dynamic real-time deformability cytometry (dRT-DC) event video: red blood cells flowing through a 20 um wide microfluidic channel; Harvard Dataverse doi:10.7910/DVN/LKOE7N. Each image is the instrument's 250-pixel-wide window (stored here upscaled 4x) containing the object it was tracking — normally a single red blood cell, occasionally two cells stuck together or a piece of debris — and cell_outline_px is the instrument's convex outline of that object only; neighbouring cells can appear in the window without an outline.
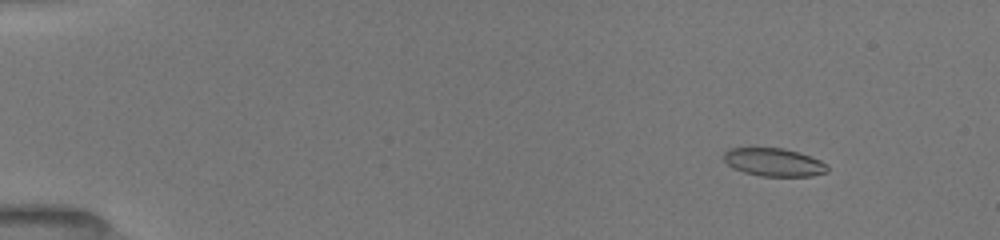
{"species": "common noctule bat (a hibernating species)", "species_latin": "Nyctalus noctula", "temperature_condition": "room temperature", "stored_images_in_passage": 52, "camera_frame_rate_fps": 3000, "um_per_image_px": 0.085, "animal": {"sex": "female", "body_mass_g": 19.5, "forearm_length_mm": 54.1}, "frame": {"image": 1, "passage_image": 6, "time_ms": 1.667, "image_size_px": [1000, 240], "cell_outline_px": [[828, 172], [812, 176], [760, 176], [744, 172], [732, 168], [724, 160], [724, 152], [728, 148], [784, 148], [820, 160], [828, 164]], "centroid_in_image_um": [65.77, 13.8], "position_along_channel_um": 19.2, "area_um2": 16.94}}
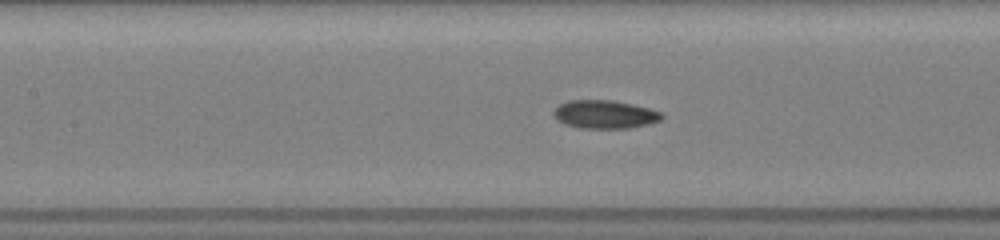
{"frame": {"image": 2, "passage_image": 25, "time_ms": 8.0, "image_size_px": [1000, 240], "cell_outline_px": [[664, 116], [660, 120], [652, 124], [628, 128], [580, 128], [564, 124], [556, 120], [552, 112], [560, 104], [568, 100], [612, 100], [632, 104], [648, 108], [660, 112]], "centroid_in_image_um": [51.39, 9.73], "position_along_channel_um": 156.0, "area_um2": 17.92}}
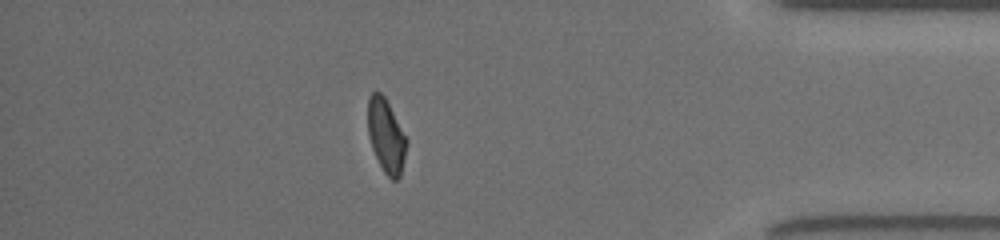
{"frame": {"image": 3, "passage_image": 46, "time_ms": 15.0, "image_size_px": [1000, 240], "cell_outline_px": [[408, 144], [400, 176], [396, 180], [392, 180], [384, 172], [372, 148], [368, 132], [368, 96], [372, 92], [380, 92], [384, 96], [408, 140]], "centroid_in_image_um": [32.83, 11.55], "position_along_channel_um": 402.4, "area_um2": 16.47}, "authors_computed_cell_mechanics": {"area_um2": 17.6001, "velocity_mm_per_s": 3.9901, "shape_relaxation_time_tau1_ms": 9.8381, "shape_relaxation_time_tau2_ms": 2.2959, "deformation_change_tau1": 0.2406, "deformation_change_tau2": 0.0774}}